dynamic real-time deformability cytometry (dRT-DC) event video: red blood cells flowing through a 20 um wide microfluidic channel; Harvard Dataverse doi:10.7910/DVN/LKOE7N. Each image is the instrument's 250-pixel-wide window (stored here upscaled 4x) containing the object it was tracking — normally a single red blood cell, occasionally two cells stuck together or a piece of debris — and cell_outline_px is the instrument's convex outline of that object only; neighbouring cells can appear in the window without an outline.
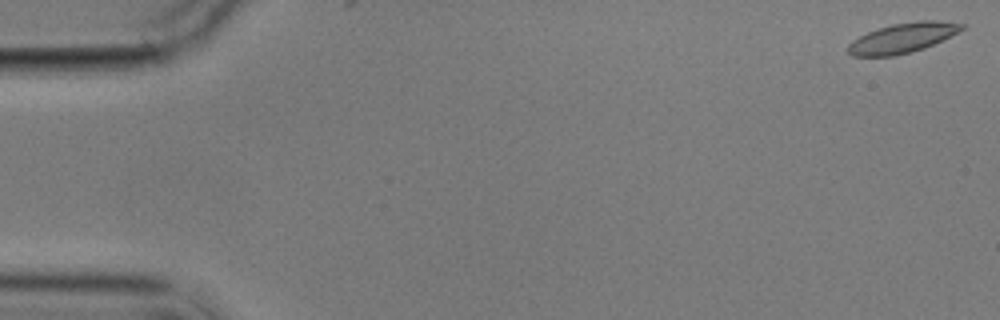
{"species": "common noctule bat (a hibernating species)", "species_latin": "Nyctalus noctula", "temperature_condition": "cold", "stored_images_in_passage": 5, "camera_frame_rate_fps": 3000, "um_per_image_px": 0.085, "animal": {"sex": "male", "body_mass_g": 17.9}, "frame": {"image": 1, "passage_image": 1, "time_ms": 0.0, "image_size_px": [1000, 320], "cell_outline_px": [[968, 24], [964, 28], [924, 48], [912, 52], [892, 56], [852, 56], [848, 52], [848, 44], [852, 40], [868, 32], [892, 24], [920, 20], [936, 20]], "centroid_in_image_um": [76.7, 3.22], "position_along_channel_um": 8.3, "area_um2": 19.54}}
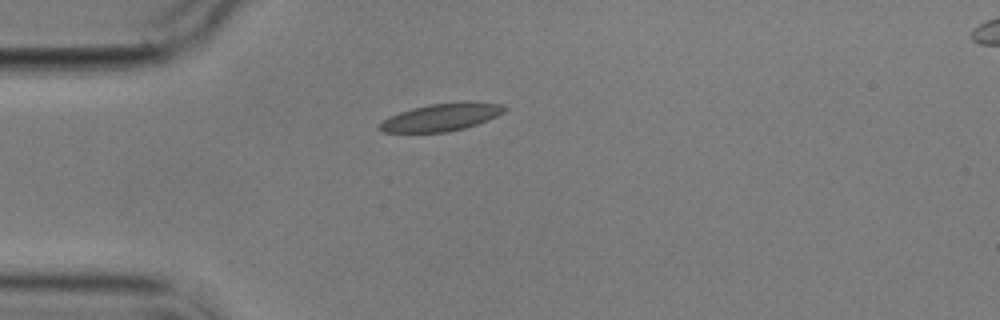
{"frame": {"image": 2, "passage_image": 5, "time_ms": 4.667, "image_size_px": [1000, 320], "cell_outline_px": [[508, 108], [504, 112], [488, 120], [464, 128], [448, 132], [384, 132], [376, 128], [388, 116], [412, 108], [428, 104], [464, 100], [468, 100], [504, 104]], "centroid_in_image_um": [37.56, 9.93], "position_along_channel_um": 47.4, "area_um2": 20.4}}